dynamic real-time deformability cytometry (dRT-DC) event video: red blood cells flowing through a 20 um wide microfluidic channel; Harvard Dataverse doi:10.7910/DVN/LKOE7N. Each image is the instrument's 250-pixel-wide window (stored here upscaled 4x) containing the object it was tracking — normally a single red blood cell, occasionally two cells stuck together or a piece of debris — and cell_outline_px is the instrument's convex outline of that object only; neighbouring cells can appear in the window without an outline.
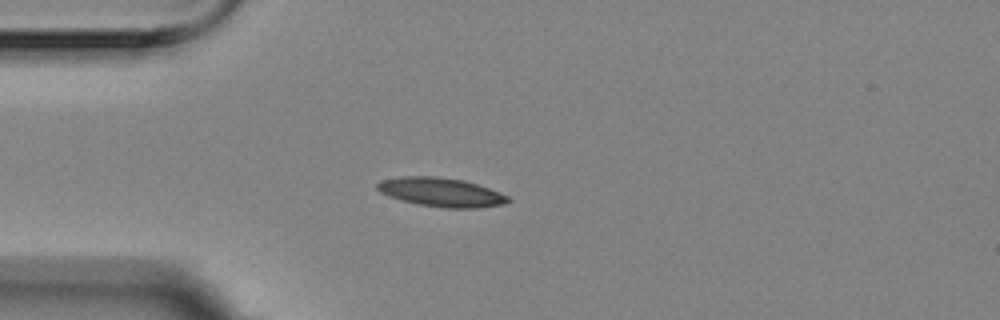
{"species": "Egyptian fruit bat (a non-hibernating species)", "species_latin": "Rousettus aegyptiacus", "temperature_condition": "room temperature", "stored_images_in_passage": 3, "camera_frame_rate_fps": 3000, "um_per_image_px": 0.085, "animal": {"sex": "female"}, "frame": {"image": 1, "passage_image": 3, "time_ms": 0.667, "image_size_px": [1000, 320], "cell_outline_px": [[512, 200], [504, 204], [476, 208], [444, 208], [420, 204], [400, 200], [388, 196], [380, 192], [376, 188], [376, 184], [380, 180], [400, 176], [436, 176], [464, 180], [488, 188], [508, 196]], "centroid_in_image_um": [37.46, 16.33], "position_along_channel_um": 47.5, "area_um2": 22.08}}